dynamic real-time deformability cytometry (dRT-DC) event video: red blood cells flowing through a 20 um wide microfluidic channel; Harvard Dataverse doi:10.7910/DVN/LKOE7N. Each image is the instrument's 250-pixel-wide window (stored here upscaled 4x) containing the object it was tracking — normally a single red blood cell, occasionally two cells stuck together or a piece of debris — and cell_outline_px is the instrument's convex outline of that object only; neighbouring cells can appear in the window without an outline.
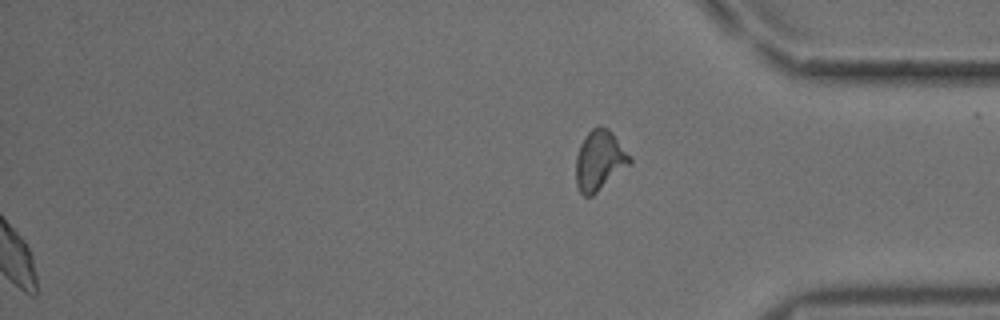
{"species": "common noctule bat (a hibernating species)", "species_latin": "Nyctalus noctula", "temperature_condition": "cold", "stored_images_in_passage": 47, "segment_of_instrument_passage": [2, 2], "camera_frame_rate_fps": 3000, "um_per_image_px": 0.085, "animal": {"sex": "male", "body_mass_g": 18.8}, "frame": {"image": 1, "passage_image": 47, "time_ms": 15.333, "image_size_px": [1000, 320], "cell_outline_px": [[632, 164], [592, 196], [584, 196], [580, 192], [576, 184], [576, 156], [580, 144], [584, 136], [592, 128], [600, 124], [608, 128], [612, 132], [632, 156]], "centroid_in_image_um": [50.98, 13.62], "position_along_channel_um": 384.2, "area_um2": 19.25}}